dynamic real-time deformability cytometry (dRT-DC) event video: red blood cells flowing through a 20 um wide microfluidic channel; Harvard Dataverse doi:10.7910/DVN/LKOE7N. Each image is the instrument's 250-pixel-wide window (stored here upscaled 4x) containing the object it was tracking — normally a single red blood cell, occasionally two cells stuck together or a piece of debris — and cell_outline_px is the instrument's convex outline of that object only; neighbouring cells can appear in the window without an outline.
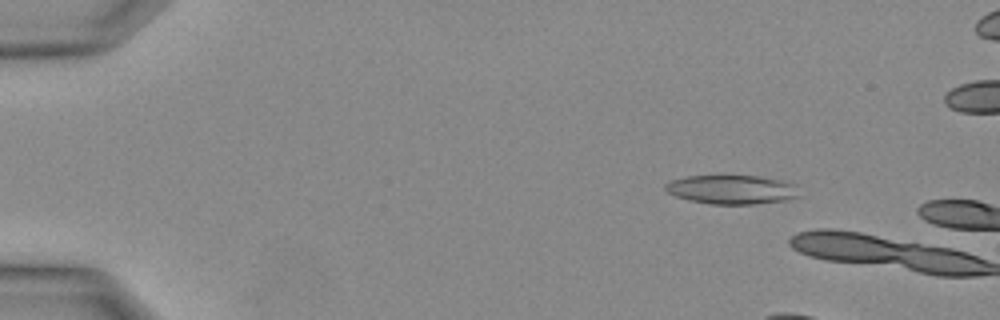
{"species": "Egyptian fruit bat (a non-hibernating species)", "species_latin": "Rousettus aegyptiacus", "temperature_condition": "warm", "stored_images_in_passage": 6, "camera_frame_rate_fps": 3000, "um_per_image_px": 0.085, "animal": {"sex": "female"}, "frame": {"image": 1, "passage_image": 5, "time_ms": 1.333, "image_size_px": [1000, 320], "cell_outline_px": [[800, 196], [784, 200], [756, 204], [708, 204], [688, 200], [676, 196], [668, 192], [664, 188], [664, 184], [672, 180], [688, 176], [720, 172], [756, 176], [780, 180], [796, 184]], "centroid_in_image_um": [62.16, 16.06], "position_along_channel_um": 22.8, "area_um2": 23.58}}